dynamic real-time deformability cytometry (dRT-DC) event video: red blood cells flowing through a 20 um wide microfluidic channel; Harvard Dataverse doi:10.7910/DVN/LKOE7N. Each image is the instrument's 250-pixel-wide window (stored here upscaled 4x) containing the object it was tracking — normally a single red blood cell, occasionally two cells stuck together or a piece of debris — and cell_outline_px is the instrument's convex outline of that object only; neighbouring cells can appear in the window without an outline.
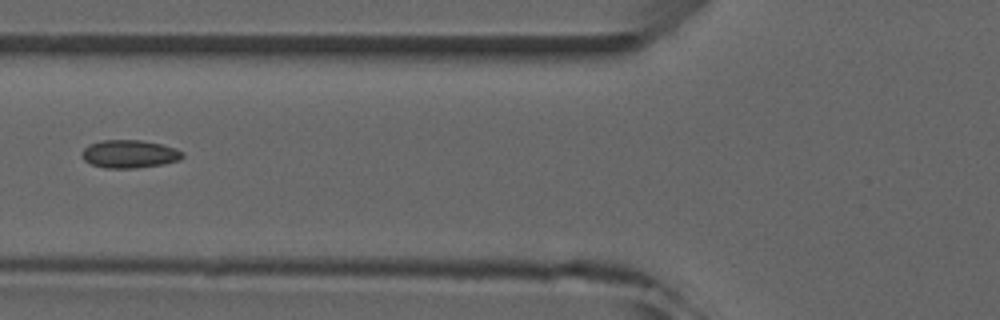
{"species": "common noctule bat (a hibernating species)", "species_latin": "Nyctalus noctula", "temperature_condition": "room temperature", "stored_images_in_passage": 7, "camera_frame_rate_fps": 3000, "um_per_image_px": 0.085, "animal": {"sex": "male", "forearm_length_mm": 52.5}, "frame": {"image": 1, "passage_image": 6, "time_ms": 6.667, "image_size_px": [1000, 320], "cell_outline_px": [[184, 156], [180, 160], [164, 164], [136, 168], [104, 168], [92, 164], [84, 160], [84, 148], [88, 144], [104, 140], [140, 140], [160, 144], [176, 148], [184, 152]], "centroid_in_image_um": [11.05, 13.09], "position_along_channel_um": 114.7, "area_um2": 16.36}}
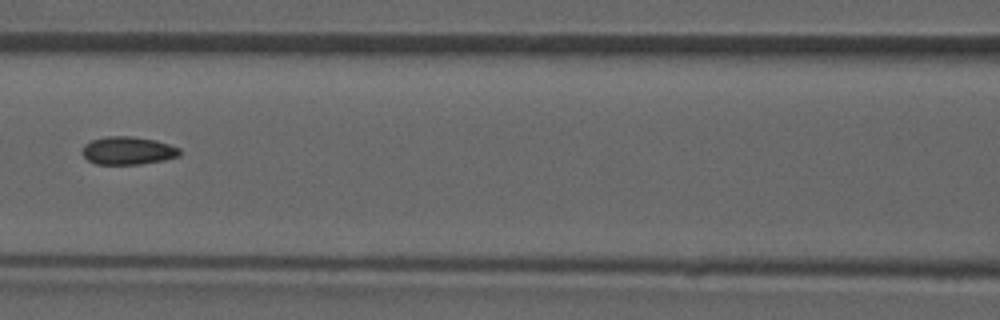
{"frame": {"image": 2, "passage_image": 7, "time_ms": 7.667, "image_size_px": [1000, 320], "cell_outline_px": [[180, 156], [164, 160], [140, 164], [96, 164], [88, 160], [80, 152], [84, 144], [92, 140], [108, 136], [132, 136], [156, 140], [180, 148]], "centroid_in_image_um": [10.86, 12.8], "position_along_channel_um": 155.7, "area_um2": 15.95}}